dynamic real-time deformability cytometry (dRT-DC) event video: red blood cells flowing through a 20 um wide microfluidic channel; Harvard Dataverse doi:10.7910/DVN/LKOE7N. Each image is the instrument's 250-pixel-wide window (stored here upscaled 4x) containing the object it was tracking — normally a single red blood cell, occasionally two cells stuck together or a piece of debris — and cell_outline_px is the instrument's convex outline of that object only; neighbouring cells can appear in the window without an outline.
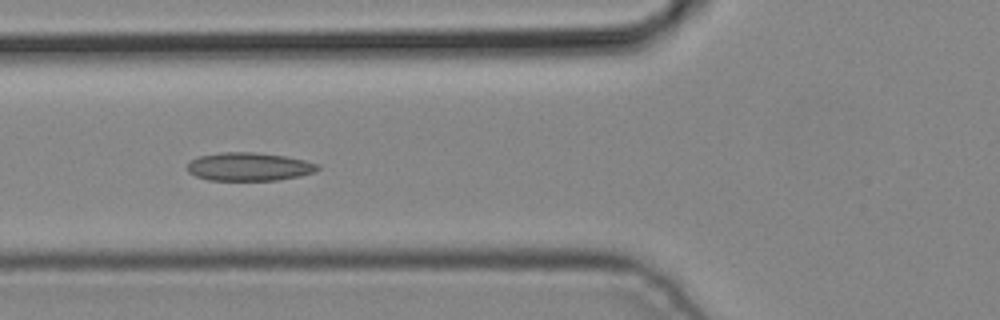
{"species": "common noctule bat (a hibernating species)", "species_latin": "Nyctalus noctula", "temperature_condition": "cold", "stored_images_in_passage": 5, "camera_frame_rate_fps": 3000, "um_per_image_px": 0.085, "animal": {"sex": "male", "body_mass_g": 19.2, "forearm_length_mm": 51.8}, "frame": {"image": 1, "passage_image": 5, "time_ms": 1.333, "image_size_px": [1000, 320], "cell_outline_px": [[320, 168], [316, 172], [300, 176], [276, 180], [208, 180], [196, 176], [188, 172], [188, 164], [192, 160], [200, 156], [220, 152], [252, 152], [284, 156], [304, 160], [320, 164]], "centroid_in_image_um": [21.2, 14.17], "position_along_channel_um": 104.6, "area_um2": 21.44}}